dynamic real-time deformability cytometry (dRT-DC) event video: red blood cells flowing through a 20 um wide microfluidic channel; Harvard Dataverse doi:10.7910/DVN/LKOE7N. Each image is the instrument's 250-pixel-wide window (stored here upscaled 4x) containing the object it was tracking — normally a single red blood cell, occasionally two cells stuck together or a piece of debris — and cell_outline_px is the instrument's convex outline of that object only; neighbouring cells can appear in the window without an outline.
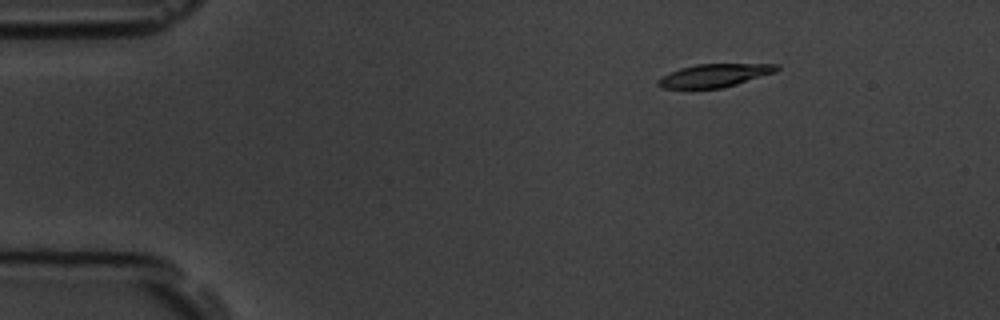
{"species": "common noctule bat (a hibernating species)", "species_latin": "Nyctalus noctula", "temperature_condition": "room temperature", "stored_images_in_passage": 7, "camera_frame_rate_fps": 3000, "um_per_image_px": 0.085, "animal": {"sex": "male", "body_mass_g": 19.5, "forearm_length_mm": 54.6}, "frame": {"image": 1, "passage_image": 2, "time_ms": 1.333, "image_size_px": [1000, 320], "cell_outline_px": [[780, 68], [776, 72], [724, 88], [660, 88], [656, 84], [656, 80], [660, 76], [680, 68], [696, 64], [780, 64]], "centroid_in_image_um": [60.71, 6.41], "position_along_channel_um": 24.3, "area_um2": 16.13}}
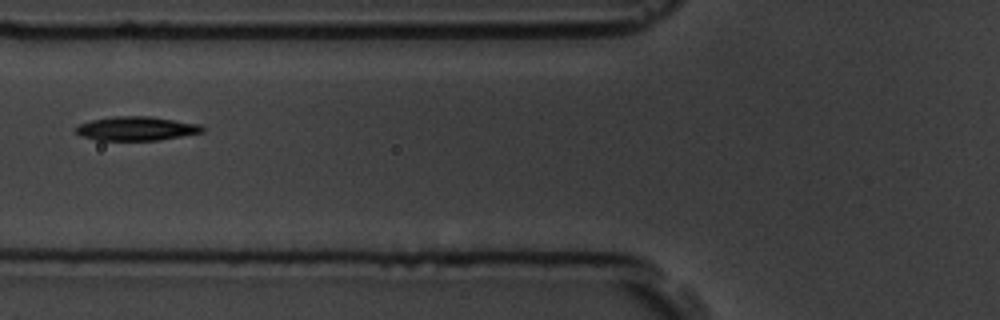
{"frame": {"image": 2, "passage_image": 6, "time_ms": 5.667, "image_size_px": [1000, 320], "cell_outline_px": [[204, 132], [160, 140], [96, 140], [84, 136], [76, 132], [72, 128], [80, 124], [92, 120], [112, 116], [148, 116], [200, 124], [204, 128]], "centroid_in_image_um": [11.59, 10.92], "position_along_channel_um": 114.2, "area_um2": 17.63}}
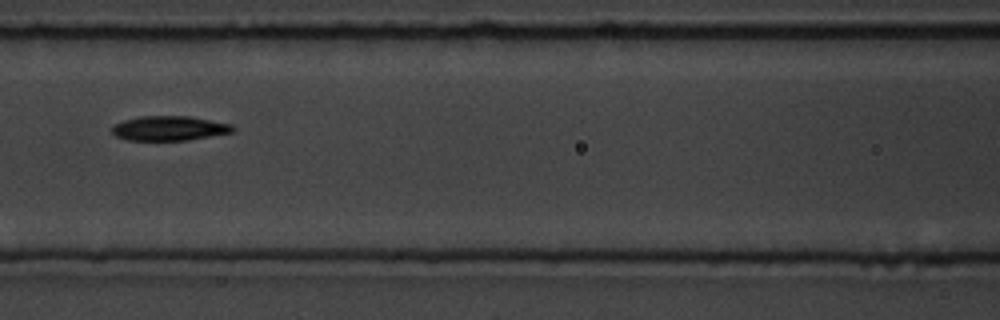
{"frame": {"image": 3, "passage_image": 7, "time_ms": 6.667, "image_size_px": [1000, 320], "cell_outline_px": [[236, 128], [232, 132], [188, 140], [124, 140], [116, 136], [112, 132], [112, 124], [124, 120], [140, 116], [188, 116], [232, 124]], "centroid_in_image_um": [14.36, 10.9], "position_along_channel_um": 152.2, "area_um2": 17.34}}